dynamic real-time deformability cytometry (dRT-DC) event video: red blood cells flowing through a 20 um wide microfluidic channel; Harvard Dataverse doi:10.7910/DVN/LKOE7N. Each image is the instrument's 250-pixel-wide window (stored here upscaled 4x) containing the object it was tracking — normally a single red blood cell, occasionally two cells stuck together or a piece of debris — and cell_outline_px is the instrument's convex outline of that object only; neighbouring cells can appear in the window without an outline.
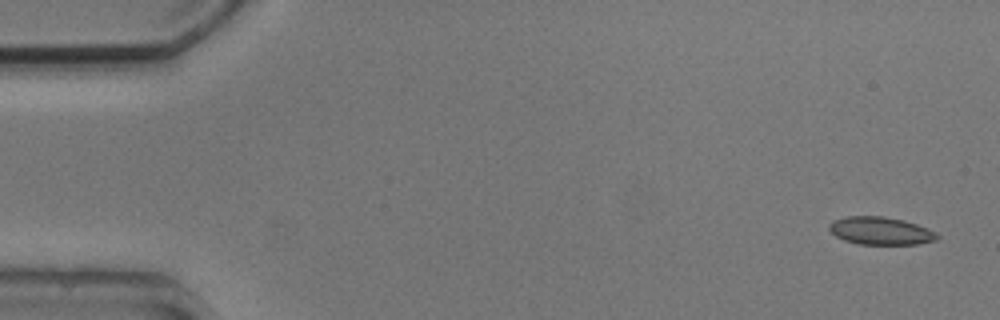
{"species": "common noctule bat (a hibernating species)", "species_latin": "Nyctalus noctula", "temperature_condition": "cold", "stored_images_in_passage": 3, "camera_frame_rate_fps": 3000, "um_per_image_px": 0.085, "animal": {"sex": "male", "body_mass_g": 20.5, "forearm_length_mm": 52.5}, "frame": {"image": 1, "passage_image": 1, "time_ms": 0.0, "image_size_px": [1000, 320], "cell_outline_px": [[940, 236], [936, 240], [916, 244], [860, 244], [844, 240], [836, 236], [828, 228], [828, 224], [832, 220], [848, 216], [884, 216], [904, 220], [928, 228], [936, 232]], "centroid_in_image_um": [74.85, 19.61], "position_along_channel_um": 10.2, "area_um2": 17.51}}
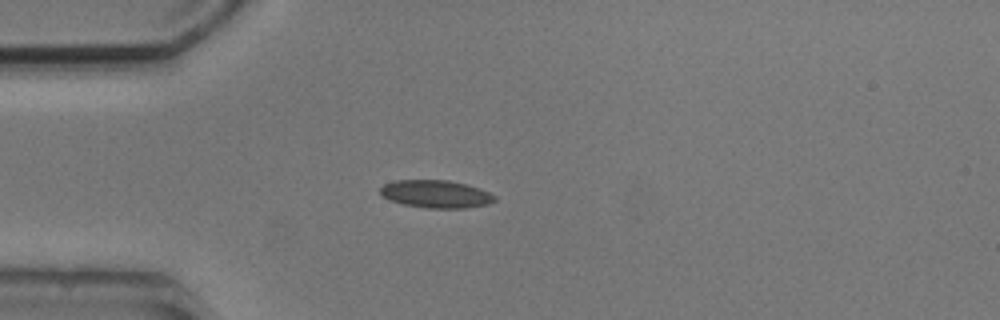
{"frame": {"image": 2, "passage_image": 3, "time_ms": 4.0, "image_size_px": [1000, 320], "cell_outline_px": [[496, 200], [488, 204], [464, 208], [424, 208], [404, 204], [388, 200], [380, 192], [380, 188], [384, 184], [396, 180], [448, 180], [468, 184], [480, 188], [496, 196]], "centroid_in_image_um": [37.06, 16.49], "position_along_channel_um": 47.9, "area_um2": 18.55}}